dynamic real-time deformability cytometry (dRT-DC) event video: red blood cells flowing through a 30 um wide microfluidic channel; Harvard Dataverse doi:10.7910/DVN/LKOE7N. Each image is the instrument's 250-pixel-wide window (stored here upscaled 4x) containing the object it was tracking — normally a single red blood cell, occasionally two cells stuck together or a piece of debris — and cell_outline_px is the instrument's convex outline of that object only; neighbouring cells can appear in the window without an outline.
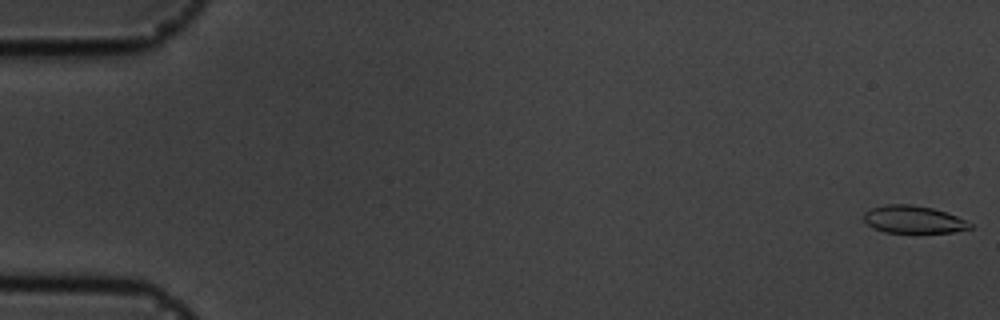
{"species": "common noctule bat (a hibernating species)", "species_latin": "Nyctalus noctula", "temperature_condition": "cold", "stored_images_in_passage": 17, "camera_frame_rate_fps": 3000, "um_per_image_px": 0.085, "animal": {"sex": "male", "body_mass_g": 19.5, "forearm_length_mm": 54.6}, "frame": {"image": 1, "passage_image": 1, "time_ms": 0.0, "image_size_px": [1000, 320], "cell_outline_px": [[972, 228], [952, 232], [884, 232], [872, 228], [864, 220], [864, 212], [872, 208], [888, 204], [912, 204], [932, 208], [956, 216], [972, 224]], "centroid_in_image_um": [77.61, 18.65], "position_along_channel_um": 7.4, "area_um2": 16.82}}